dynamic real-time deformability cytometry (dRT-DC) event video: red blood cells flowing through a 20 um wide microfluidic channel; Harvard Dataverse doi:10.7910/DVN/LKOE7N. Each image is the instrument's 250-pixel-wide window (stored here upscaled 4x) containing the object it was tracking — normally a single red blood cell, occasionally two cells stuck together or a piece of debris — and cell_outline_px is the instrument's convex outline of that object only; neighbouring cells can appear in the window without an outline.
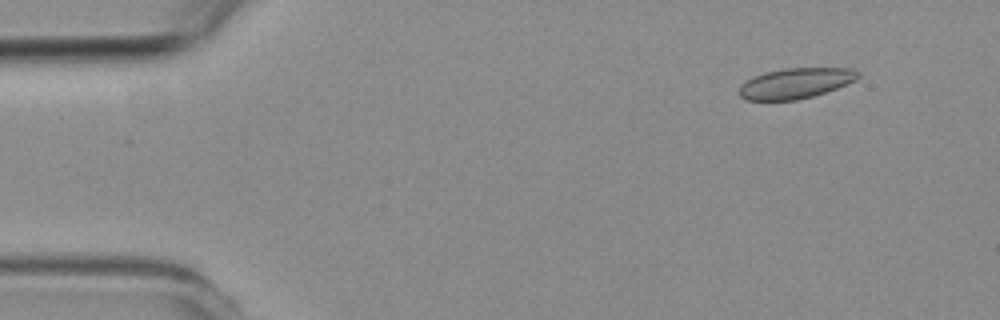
{"species": "common noctule bat (a hibernating species)", "species_latin": "Nyctalus noctula", "temperature_condition": "room temperature", "stored_images_in_passage": 5, "camera_frame_rate_fps": 3000, "um_per_image_px": 0.085, "animal": {"sex": "female", "body_mass_g": 19.3, "forearm_length_mm": 54.1}, "frame": {"image": 1, "passage_image": 2, "time_ms": 1.333, "image_size_px": [1000, 320], "cell_outline_px": [[860, 76], [856, 80], [836, 88], [812, 96], [796, 100], [744, 100], [740, 96], [740, 84], [752, 76], [764, 72], [784, 68], [852, 68], [860, 72]], "centroid_in_image_um": [67.6, 7.06], "position_along_channel_um": 17.4, "area_um2": 21.15}}
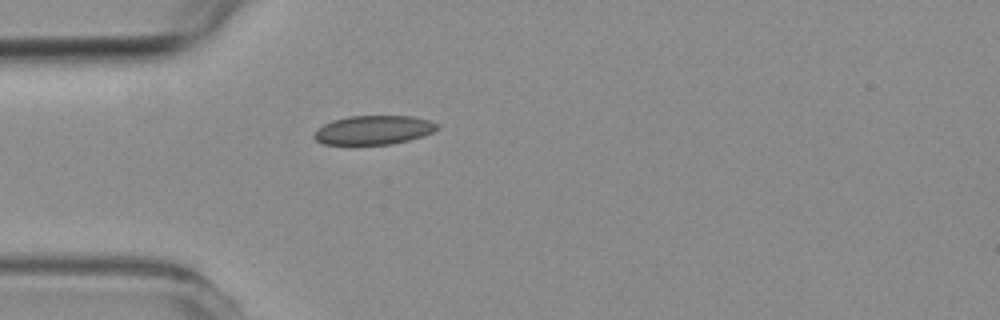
{"frame": {"image": 2, "passage_image": 5, "time_ms": 4.667, "image_size_px": [1000, 320], "cell_outline_px": [[440, 128], [424, 136], [392, 144], [324, 144], [316, 140], [312, 136], [324, 124], [332, 120], [348, 116], [412, 116], [428, 120], [440, 124]], "centroid_in_image_um": [31.8, 11.04], "position_along_channel_um": 53.2, "area_um2": 20.75}}